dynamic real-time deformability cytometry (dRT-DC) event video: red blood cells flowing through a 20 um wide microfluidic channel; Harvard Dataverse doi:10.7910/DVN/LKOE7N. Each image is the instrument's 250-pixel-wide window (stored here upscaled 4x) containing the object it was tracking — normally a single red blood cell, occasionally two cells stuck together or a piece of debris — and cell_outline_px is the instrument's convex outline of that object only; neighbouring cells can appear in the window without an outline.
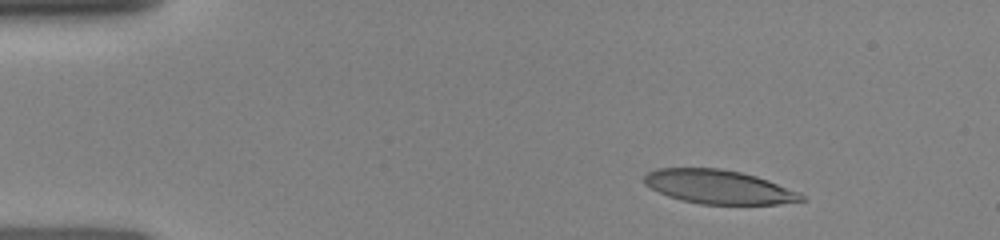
{"species": "human", "species_latin": "Homo sapiens", "temperature_condition": "room temperature", "stored_images_in_passage": 8, "camera_frame_rate_fps": 3000, "um_per_image_px": 0.085, "donor": {"sex": "female"}, "frame": {"image": 1, "passage_image": 1, "time_ms": 0.0, "image_size_px": [1000, 240], "cell_outline_px": [[808, 200], [776, 204], [700, 204], [680, 200], [668, 196], [644, 184], [644, 176], [648, 172], [656, 168], [716, 168], [740, 172], [756, 176], [768, 180], [800, 192]], "centroid_in_image_um": [61.1, 15.89], "position_along_channel_um": 23.9, "area_um2": 30.98}}
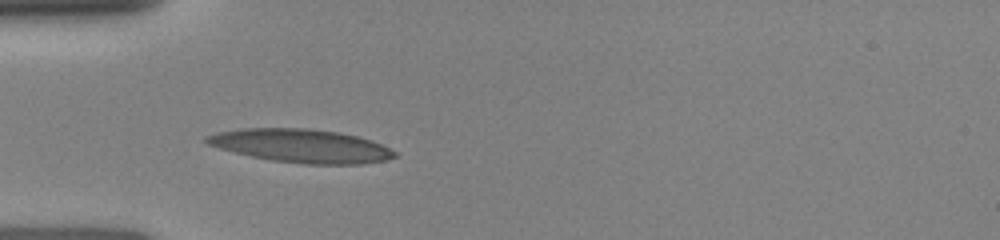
{"frame": {"image": 2, "passage_image": 5, "time_ms": 2.667, "image_size_px": [1000, 240], "cell_outline_px": [[396, 156], [384, 160], [360, 164], [304, 164], [272, 160], [252, 156], [220, 148], [208, 144], [204, 140], [204, 136], [216, 132], [244, 128], [308, 128], [340, 132], [372, 140], [396, 152]], "centroid_in_image_um": [25.58, 12.38], "position_along_channel_um": 59.4, "area_um2": 36.41}}
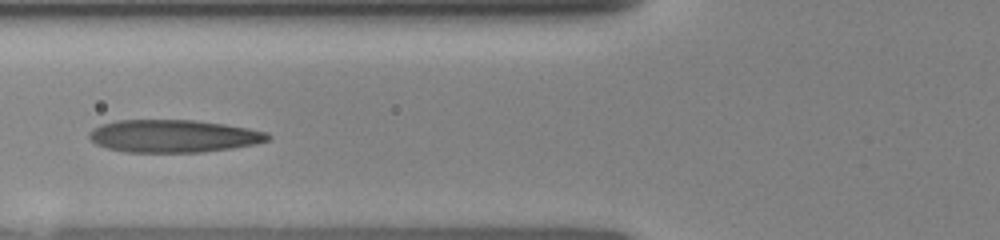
{"frame": {"image": 3, "passage_image": 7, "time_ms": 4.0, "image_size_px": [1000, 240], "cell_outline_px": [[272, 136], [268, 140], [256, 144], [232, 148], [200, 152], [124, 152], [108, 148], [96, 144], [88, 136], [88, 132], [92, 128], [100, 124], [116, 120], [196, 120], [224, 124], [248, 128], [268, 132]], "centroid_in_image_um": [14.73, 11.56], "position_along_channel_um": 111.1, "area_um2": 34.16}}